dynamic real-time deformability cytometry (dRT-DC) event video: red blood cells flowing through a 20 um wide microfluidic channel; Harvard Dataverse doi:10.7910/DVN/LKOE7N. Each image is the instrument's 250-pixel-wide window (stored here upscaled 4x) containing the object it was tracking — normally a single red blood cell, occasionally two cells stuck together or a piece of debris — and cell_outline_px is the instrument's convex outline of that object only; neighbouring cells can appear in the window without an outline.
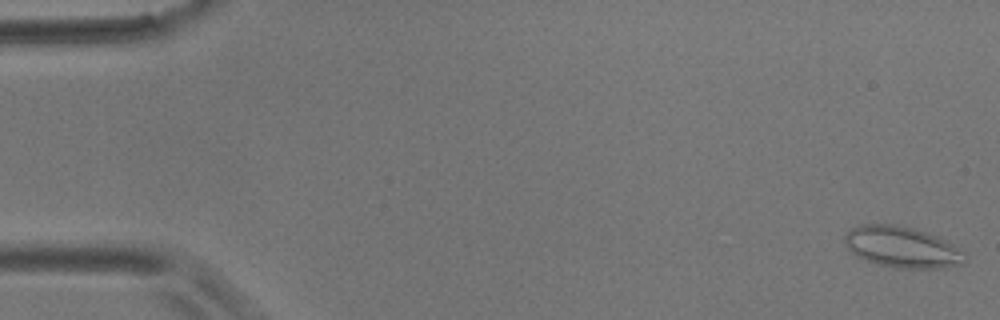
{"species": "common noctule bat (a hibernating species)", "species_latin": "Nyctalus noctula", "temperature_condition": "room temperature", "stored_images_in_passage": 56, "camera_frame_rate_fps": 3000, "um_per_image_px": 0.085, "animal": {"sex": "male", "body_mass_g": 17.9}, "frame": {"image": 1, "passage_image": 1, "time_ms": 0.0, "image_size_px": [1000, 320], "cell_outline_px": [[964, 264], [940, 268], [896, 268], [876, 264], [856, 256], [848, 248], [844, 240], [844, 236], [852, 228], [860, 224], [896, 224], [912, 228], [936, 236], [952, 244], [960, 252], [964, 260]], "centroid_in_image_um": [76.61, 21.0], "position_along_channel_um": 8.4, "area_um2": 28.38}}
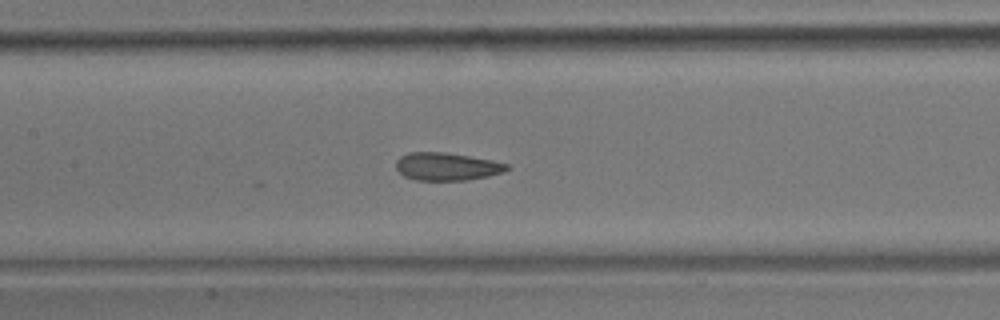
{"frame": {"image": 2, "passage_image": 26, "time_ms": 8.333, "image_size_px": [1000, 320], "cell_outline_px": [[512, 168], [504, 172], [488, 176], [468, 180], [416, 180], [404, 176], [396, 168], [396, 160], [400, 156], [408, 152], [444, 152], [492, 160], [508, 164]], "centroid_in_image_um": [37.99, 14.15], "position_along_channel_um": 169.4, "area_um2": 18.03}}
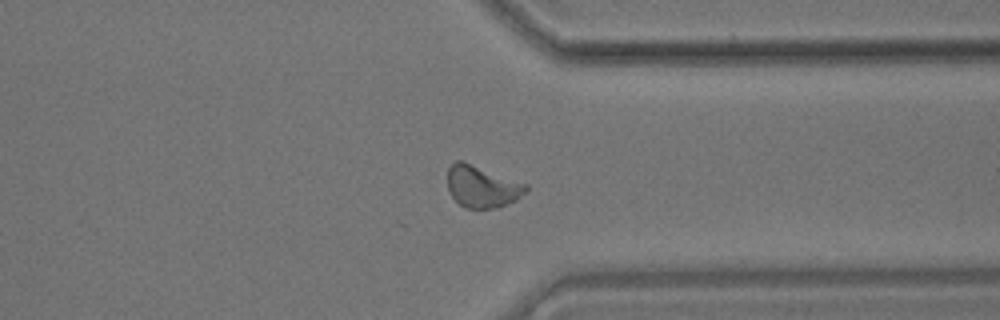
{"frame": {"image": 3, "passage_image": 43, "time_ms": 14.0, "image_size_px": [1000, 320], "cell_outline_px": [[528, 188], [516, 200], [500, 208], [464, 208], [448, 192], [448, 168], [456, 160], [460, 160], [528, 184]], "centroid_in_image_um": [40.97, 15.87], "position_along_channel_um": 370.4, "area_um2": 19.02}, "authors_computed_cell_mechanics": {"area_um2": 18.8428, "velocity_mm_per_s": 3.5852, "shape_relaxation_time_tau1_ms": 8.9324, "shape_relaxation_time_tau2_ms": 1.5813, "deformation_change_tau1": 0.1419, "deformation_change_tau2": 0.0781}}